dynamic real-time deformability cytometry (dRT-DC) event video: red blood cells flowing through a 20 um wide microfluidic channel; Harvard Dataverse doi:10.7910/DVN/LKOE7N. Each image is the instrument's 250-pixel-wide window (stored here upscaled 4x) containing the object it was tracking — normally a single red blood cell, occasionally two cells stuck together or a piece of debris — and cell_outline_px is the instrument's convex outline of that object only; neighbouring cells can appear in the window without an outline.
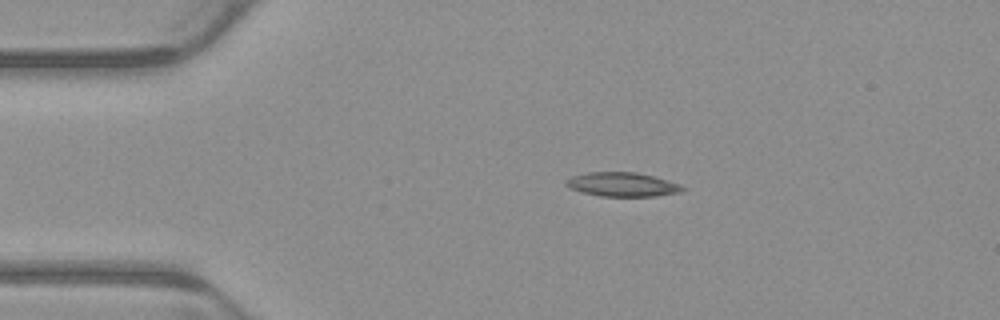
{"species": "common noctule bat (a hibernating species)", "species_latin": "Nyctalus noctula", "temperature_condition": "warm", "stored_images_in_passage": 4, "camera_frame_rate_fps": 3000, "um_per_image_px": 0.085, "animal": {"sex": "male", "body_mass_g": 23.1, "forearm_length_mm": 52.7}, "frame": {"image": 1, "passage_image": 2, "time_ms": 0.333, "image_size_px": [1000, 320], "cell_outline_px": [[688, 188], [680, 192], [656, 196], [600, 196], [580, 192], [568, 188], [564, 184], [564, 180], [572, 176], [588, 172], [636, 172], [652, 176], [680, 184]], "centroid_in_image_um": [52.85, 15.68], "position_along_channel_um": 32.1, "area_um2": 16.47}}